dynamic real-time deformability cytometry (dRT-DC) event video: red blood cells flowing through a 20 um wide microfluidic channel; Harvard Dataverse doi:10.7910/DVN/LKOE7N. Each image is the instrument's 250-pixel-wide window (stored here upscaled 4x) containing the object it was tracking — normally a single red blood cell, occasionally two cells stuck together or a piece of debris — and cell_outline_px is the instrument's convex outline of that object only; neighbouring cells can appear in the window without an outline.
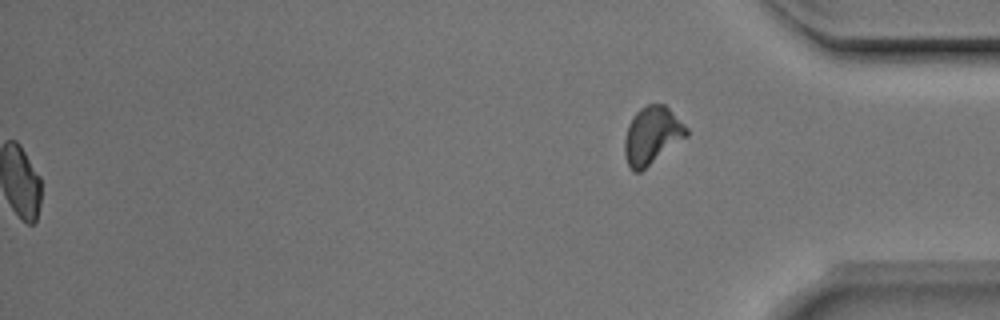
{"species": "Egyptian fruit bat (a non-hibernating species)", "species_latin": "Rousettus aegyptiacus", "temperature_condition": "room temperature", "stored_images_in_passage": 51, "segment_of_instrument_passage": [2, 2], "camera_frame_rate_fps": 3000, "um_per_image_px": 0.085, "animal": {"sex": "male"}, "frame": {"image": 1, "passage_image": 51, "time_ms": 16.667, "image_size_px": [1000, 320], "cell_outline_px": [[688, 136], [640, 172], [632, 172], [628, 164], [624, 152], [624, 140], [628, 124], [632, 116], [640, 108], [648, 104], [664, 104], [688, 128]], "centroid_in_image_um": [55.4, 11.52], "position_along_channel_um": 379.8, "area_um2": 20.75}}